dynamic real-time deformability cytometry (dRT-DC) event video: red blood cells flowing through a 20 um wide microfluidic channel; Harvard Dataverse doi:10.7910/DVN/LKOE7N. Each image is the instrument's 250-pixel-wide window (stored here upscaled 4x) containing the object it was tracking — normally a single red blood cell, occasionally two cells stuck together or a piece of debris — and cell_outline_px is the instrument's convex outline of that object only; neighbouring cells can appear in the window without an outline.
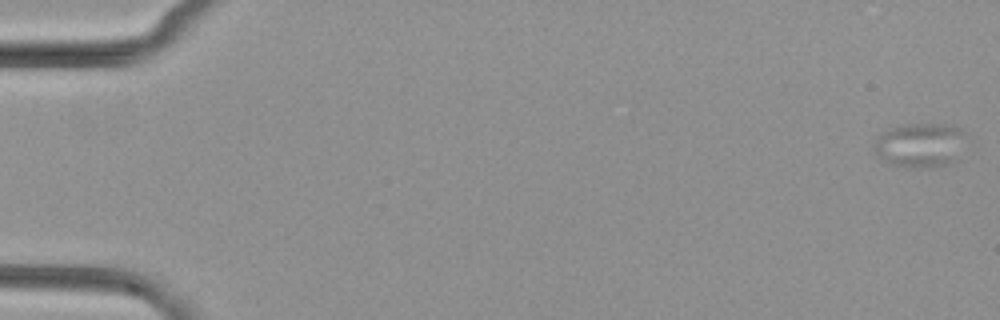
{"species": "common noctule bat (a hibernating species)", "species_latin": "Nyctalus noctula", "temperature_condition": "cold", "stored_images_in_passage": 54, "camera_frame_rate_fps": 3000, "um_per_image_px": 0.085, "animal": {"sex": "female", "body_mass_g": 29.2, "forearm_length_mm": 56.3}, "frame": {"image": 1, "passage_image": 1, "time_ms": 0.0, "image_size_px": [1000, 320], "cell_outline_px": [[968, 136], [960, 160], [952, 164], [936, 168], [912, 168], [892, 164], [880, 156], [876, 148], [876, 140], [884, 132], [892, 128], [904, 124], [952, 124], [964, 128]], "centroid_in_image_um": [78.42, 12.34], "position_along_channel_um": 6.6, "area_um2": 24.45}}
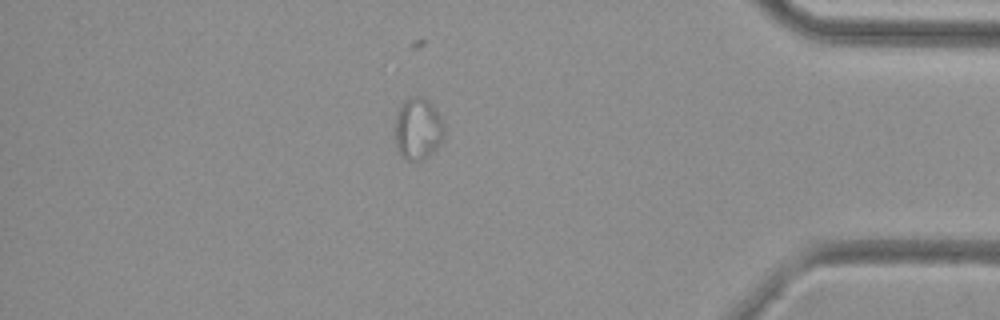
{"frame": {"image": 2, "passage_image": 46, "time_ms": 15.0, "image_size_px": [1000, 320], "cell_outline_px": [[444, 136], [440, 144], [436, 148], [424, 156], [416, 160], [404, 160], [400, 156], [396, 148], [396, 112], [400, 104], [404, 100], [412, 96], [420, 96], [428, 100], [432, 104], [440, 116], [444, 124]], "centroid_in_image_um": [35.51, 10.91], "position_along_channel_um": 399.7, "area_um2": 17.69}}
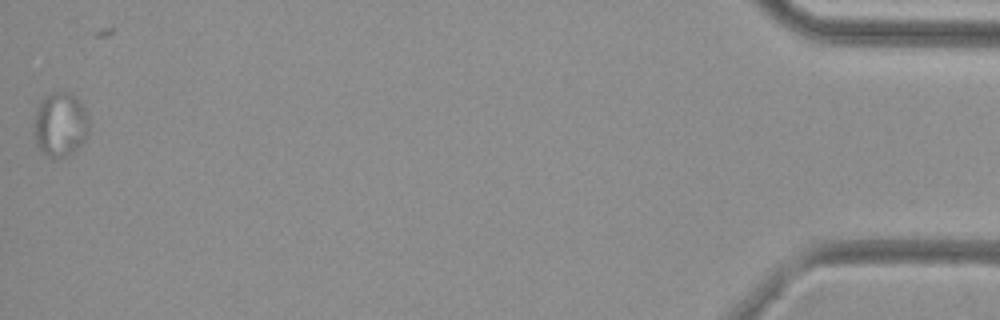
{"frame": {"image": 3, "passage_image": 53, "time_ms": 17.333, "image_size_px": [1000, 320], "cell_outline_px": [[88, 132], [84, 140], [68, 156], [48, 156], [36, 144], [32, 132], [36, 108], [40, 100], [52, 92], [68, 92], [76, 96], [84, 108], [88, 116]], "centroid_in_image_um": [5.09, 10.54], "position_along_channel_um": 430.1, "area_um2": 20.58}}